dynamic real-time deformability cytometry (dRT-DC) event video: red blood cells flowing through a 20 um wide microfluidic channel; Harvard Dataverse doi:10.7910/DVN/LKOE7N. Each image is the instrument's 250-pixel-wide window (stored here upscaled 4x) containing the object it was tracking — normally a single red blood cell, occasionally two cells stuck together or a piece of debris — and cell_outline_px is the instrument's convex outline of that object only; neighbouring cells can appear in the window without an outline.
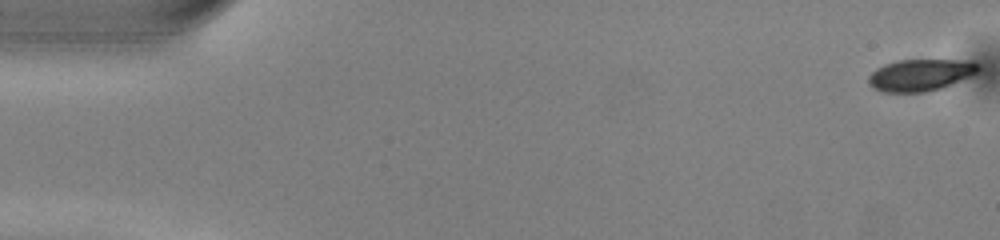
{"species": "common noctule bat (a hibernating species)", "species_latin": "Nyctalus noctula", "temperature_condition": "warm", "stored_images_in_passage": 51, "camera_frame_rate_fps": 3000, "um_per_image_px": 0.085, "animal": {"sex": "male", "body_mass_g": 13.0, "forearm_length_mm": 53.1}, "frame": {"image": 1, "passage_image": 1, "time_ms": 0.0, "image_size_px": [1000, 240], "cell_outline_px": [[980, 68], [972, 76], [940, 88], [924, 92], [884, 92], [872, 88], [868, 84], [868, 76], [876, 68], [884, 64], [896, 60], [976, 60], [980, 64]], "centroid_in_image_um": [78.24, 6.36], "position_along_channel_um": 6.8, "area_um2": 20.58}}
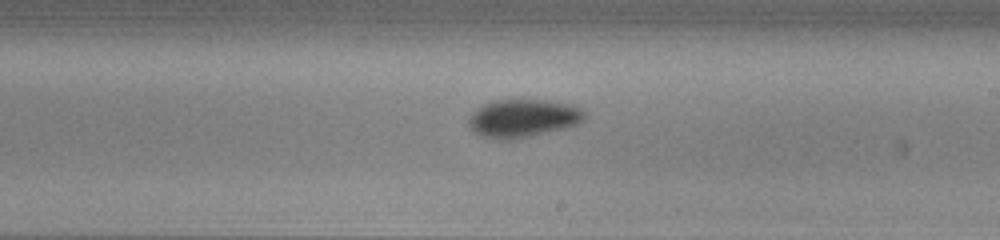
{"frame": {"image": 2, "passage_image": 30, "time_ms": 9.667, "image_size_px": [1000, 240], "cell_outline_px": [[588, 116], [580, 124], [568, 128], [512, 140], [496, 140], [480, 136], [468, 124], [468, 120], [484, 104], [492, 100], [548, 100], [572, 104], [580, 108]], "centroid_in_image_um": [44.54, 10.07], "position_along_channel_um": 244.5, "area_um2": 25.89}}
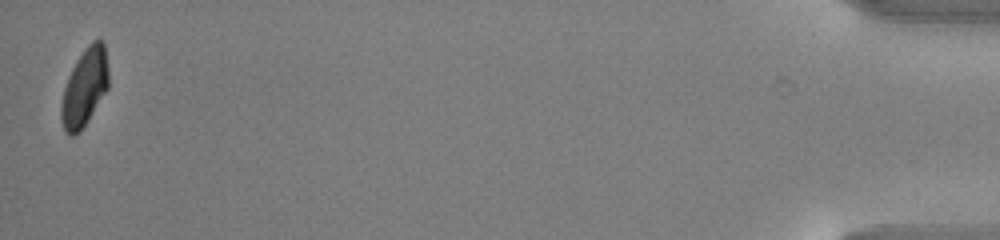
{"frame": {"image": 3, "passage_image": 51, "time_ms": 16.667, "image_size_px": [1000, 240], "cell_outline_px": [[108, 88], [88, 120], [80, 132], [72, 136], [68, 136], [64, 132], [60, 120], [60, 108], [64, 88], [68, 76], [76, 60], [84, 48], [92, 40], [104, 40], [108, 68]], "centroid_in_image_um": [7.17, 7.44], "position_along_channel_um": 428.0, "area_um2": 21.68}, "authors_computed_cell_mechanics": {"area_um2": 23.0622, "velocity_mm_per_s": 4.0106, "shape_relaxation_time_tau1_ms": 2.0293, "shape_relaxation_time_tau2_ms": null, "deformation_change_tau1": 0.1057, "deformation_change_tau2": null}}